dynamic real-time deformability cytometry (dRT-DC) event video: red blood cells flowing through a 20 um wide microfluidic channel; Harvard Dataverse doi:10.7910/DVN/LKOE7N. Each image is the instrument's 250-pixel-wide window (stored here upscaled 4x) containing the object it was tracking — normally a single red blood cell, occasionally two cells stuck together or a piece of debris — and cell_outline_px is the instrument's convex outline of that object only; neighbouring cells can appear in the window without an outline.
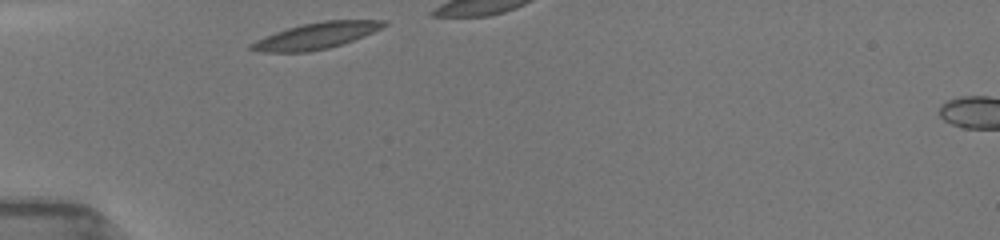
{"species": "common noctule bat (a hibernating species)", "species_latin": "Nyctalus noctula", "temperature_condition": "room temperature", "stored_images_in_passage": 19, "camera_frame_rate_fps": 3000, "um_per_image_px": 0.085, "animal": {"sex": "female", "body_mass_g": 19.5, "forearm_length_mm": 54.1}, "frame": {"image": 1, "passage_image": 1, "time_ms": 0.0, "image_size_px": [1000, 240], "cell_outline_px": [[388, 24], [364, 36], [328, 48], [308, 52], [260, 52], [248, 48], [248, 44], [264, 36], [288, 28], [304, 24], [324, 20], [388, 20]], "centroid_in_image_um": [26.84, 3.04], "position_along_channel_um": 58.2, "area_um2": 20.11}}